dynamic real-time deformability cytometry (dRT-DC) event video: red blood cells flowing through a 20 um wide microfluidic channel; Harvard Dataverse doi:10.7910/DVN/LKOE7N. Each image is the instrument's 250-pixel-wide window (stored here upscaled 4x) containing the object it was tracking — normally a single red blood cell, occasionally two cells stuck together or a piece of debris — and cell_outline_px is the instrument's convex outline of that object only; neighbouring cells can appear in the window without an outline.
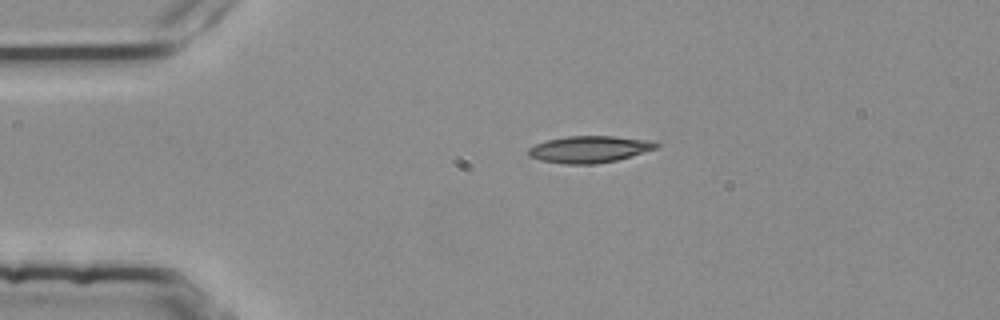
{"species": "common noctule bat (a hibernating species)", "species_latin": "Nyctalus noctula", "temperature_condition": "room temperature", "stored_images_in_passage": 5, "camera_frame_rate_fps": 3000, "um_per_image_px": 0.085, "animal": {"sex": "female", "body_mass_g": 25.1}, "frame": {"image": 1, "passage_image": 5, "time_ms": 1.333, "image_size_px": [1000, 320], "cell_outline_px": [[660, 144], [656, 148], [616, 160], [592, 164], [564, 164], [544, 160], [528, 156], [528, 148], [536, 144], [548, 140], [568, 136], [612, 136], [656, 140]], "centroid_in_image_um": [50.13, 12.67], "position_along_channel_um": 34.9, "area_um2": 19.77}}